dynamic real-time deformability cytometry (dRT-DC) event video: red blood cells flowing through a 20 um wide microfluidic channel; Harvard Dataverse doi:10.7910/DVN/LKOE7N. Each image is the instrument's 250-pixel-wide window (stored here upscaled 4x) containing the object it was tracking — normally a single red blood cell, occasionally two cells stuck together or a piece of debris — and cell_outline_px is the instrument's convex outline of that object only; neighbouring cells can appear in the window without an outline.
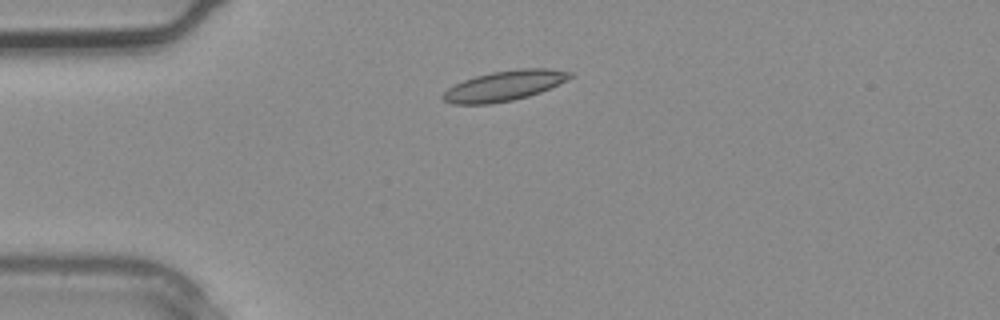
{"species": "common noctule bat (a hibernating species)", "species_latin": "Nyctalus noctula", "temperature_condition": "warm", "stored_images_in_passage": 4, "camera_frame_rate_fps": 3000, "um_per_image_px": 0.085, "animal": {"sex": "male", "body_mass_g": 20.4}, "frame": {"image": 1, "passage_image": 3, "time_ms": 0.667, "image_size_px": [1000, 320], "cell_outline_px": [[572, 76], [568, 80], [540, 92], [528, 96], [512, 100], [492, 104], [452, 104], [444, 100], [440, 96], [448, 88], [464, 80], [476, 76], [492, 72], [520, 68], [548, 68], [572, 72]], "centroid_in_image_um": [42.87, 7.29], "position_along_channel_um": 42.1, "area_um2": 22.25}}
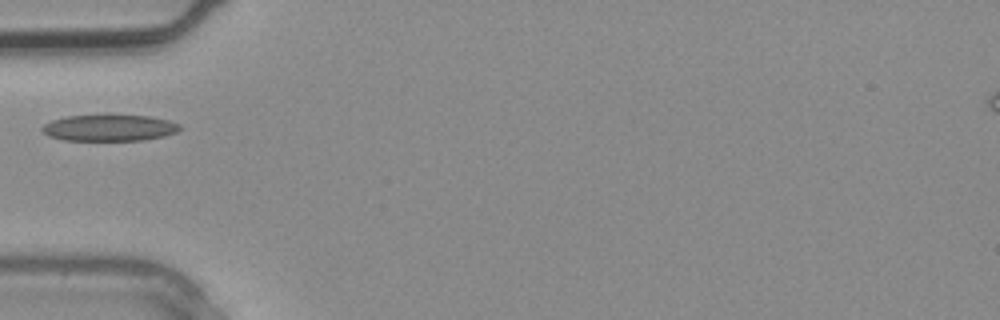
{"frame": {"image": 2, "passage_image": 4, "time_ms": 1.0, "image_size_px": [1000, 320], "cell_outline_px": [[180, 128], [176, 132], [164, 136], [144, 140], [64, 140], [48, 136], [40, 128], [44, 124], [52, 120], [64, 116], [148, 116], [168, 120], [180, 124]], "centroid_in_image_um": [9.27, 10.88], "position_along_channel_um": 75.7, "area_um2": 20.87}}